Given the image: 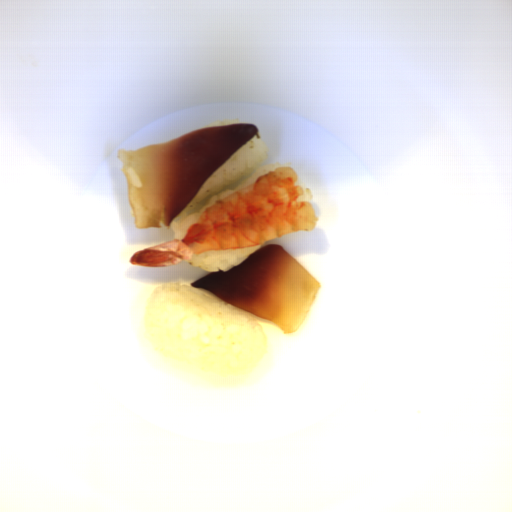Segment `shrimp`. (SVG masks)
I'll return each mask as SVG.
<instances>
[{
	"instance_id": "1",
	"label": "shrimp",
	"mask_w": 512,
	"mask_h": 512,
	"mask_svg": "<svg viewBox=\"0 0 512 512\" xmlns=\"http://www.w3.org/2000/svg\"><path fill=\"white\" fill-rule=\"evenodd\" d=\"M298 175L291 167L275 168L236 193L216 200L190 225L183 238L157 243L130 255V263L166 267L190 261L193 253L248 248L284 234L315 230L318 217L299 196Z\"/></svg>"
}]
</instances>
